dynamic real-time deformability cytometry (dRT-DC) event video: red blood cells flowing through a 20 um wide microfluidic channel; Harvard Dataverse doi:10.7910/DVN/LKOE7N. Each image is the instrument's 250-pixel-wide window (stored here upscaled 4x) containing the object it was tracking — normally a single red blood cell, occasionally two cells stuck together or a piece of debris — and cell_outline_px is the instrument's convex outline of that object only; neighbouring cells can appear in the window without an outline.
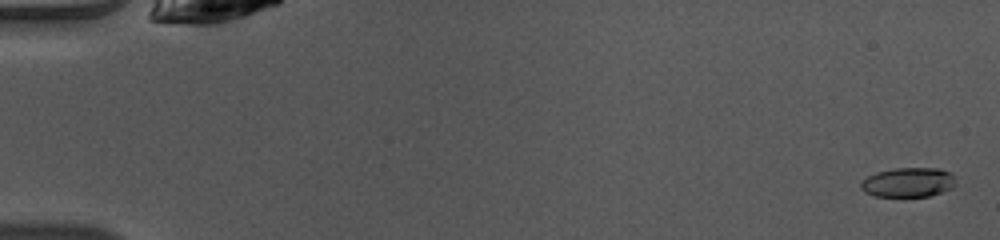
{"species": "common noctule bat (a hibernating species)", "species_latin": "Nyctalus noctula", "temperature_condition": "warm", "stored_images_in_passage": 50, "camera_frame_rate_fps": 3000, "um_per_image_px": 0.085, "animal": {"sex": "female", "body_mass_g": 10.0, "forearm_length_mm": 53.1}, "frame": {"image": 1, "passage_image": 2, "time_ms": 0.333, "image_size_px": [1000, 240], "cell_outline_px": [[956, 184], [952, 188], [928, 196], [904, 200], [876, 196], [864, 192], [860, 188], [860, 184], [868, 176], [876, 172], [892, 168], [940, 168], [952, 172], [956, 176]], "centroid_in_image_um": [77.22, 15.54], "position_along_channel_um": 7.8, "area_um2": 17.22}}
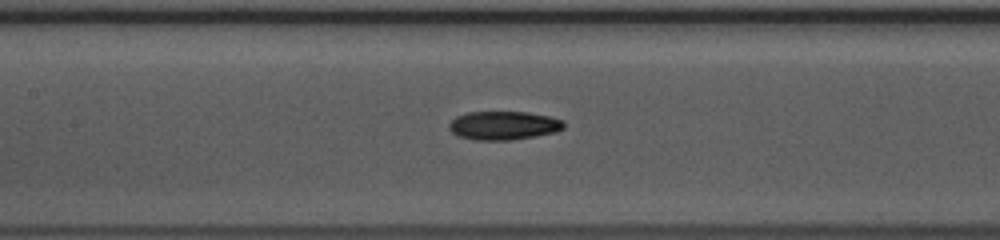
{"frame": {"image": 2, "passage_image": 24, "time_ms": 7.667, "image_size_px": [1000, 240], "cell_outline_px": [[564, 128], [556, 132], [536, 136], [508, 140], [476, 140], [456, 136], [448, 128], [448, 124], [456, 116], [468, 112], [528, 112], [548, 116], [564, 120]], "centroid_in_image_um": [42.79, 10.67], "position_along_channel_um": 164.6, "area_um2": 19.25}}
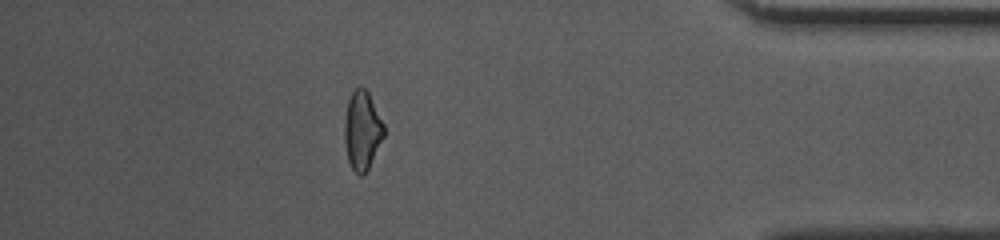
{"frame": {"image": 3, "passage_image": 44, "time_ms": 14.333, "image_size_px": [1000, 240], "cell_outline_px": [[384, 136], [364, 176], [360, 176], [352, 168], [348, 160], [344, 140], [344, 120], [348, 100], [352, 92], [360, 84], [368, 92], [384, 124]], "centroid_in_image_um": [30.77, 11.07], "position_along_channel_um": 404.4, "area_um2": 18.03}, "authors_computed_cell_mechanics": {"area_um2": 18.1492, "velocity_mm_per_s": 4.1191, "shape_relaxation_time_tau1_ms": null, "shape_relaxation_time_tau2_ms": 2.7812, "deformation_change_tau1": null, "deformation_change_tau2": 0.1047}}